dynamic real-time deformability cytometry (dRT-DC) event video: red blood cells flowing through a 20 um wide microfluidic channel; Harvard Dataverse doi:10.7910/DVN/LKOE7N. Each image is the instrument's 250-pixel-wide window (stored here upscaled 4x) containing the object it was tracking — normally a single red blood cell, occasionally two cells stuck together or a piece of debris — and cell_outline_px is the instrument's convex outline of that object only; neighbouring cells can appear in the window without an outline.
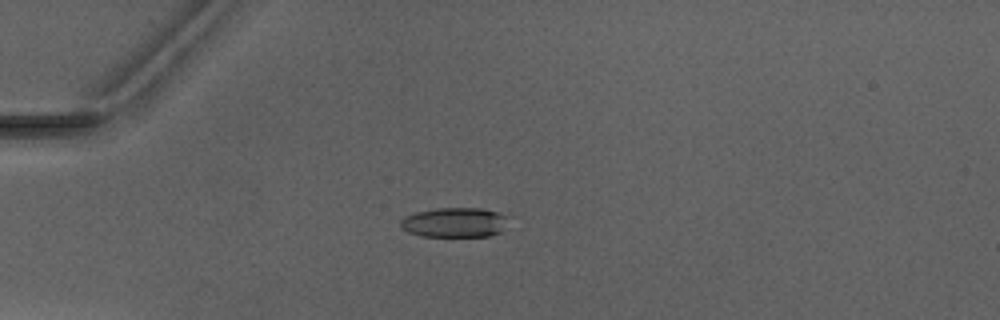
{"species": "Egyptian fruit bat (a non-hibernating species)", "species_latin": "Rousettus aegyptiacus", "temperature_condition": "warm", "stored_images_in_passage": 4, "camera_frame_rate_fps": 3000, "um_per_image_px": 0.085, "animal": {"sex": "male"}, "frame": {"image": 1, "passage_image": 4, "time_ms": 3.667, "image_size_px": [1000, 320], "cell_outline_px": [[508, 216], [504, 232], [488, 236], [420, 236], [408, 232], [400, 224], [400, 220], [404, 216], [416, 212], [436, 208], [480, 208], [500, 212]], "centroid_in_image_um": [38.68, 18.9], "position_along_channel_um": 46.3, "area_um2": 18.9}}